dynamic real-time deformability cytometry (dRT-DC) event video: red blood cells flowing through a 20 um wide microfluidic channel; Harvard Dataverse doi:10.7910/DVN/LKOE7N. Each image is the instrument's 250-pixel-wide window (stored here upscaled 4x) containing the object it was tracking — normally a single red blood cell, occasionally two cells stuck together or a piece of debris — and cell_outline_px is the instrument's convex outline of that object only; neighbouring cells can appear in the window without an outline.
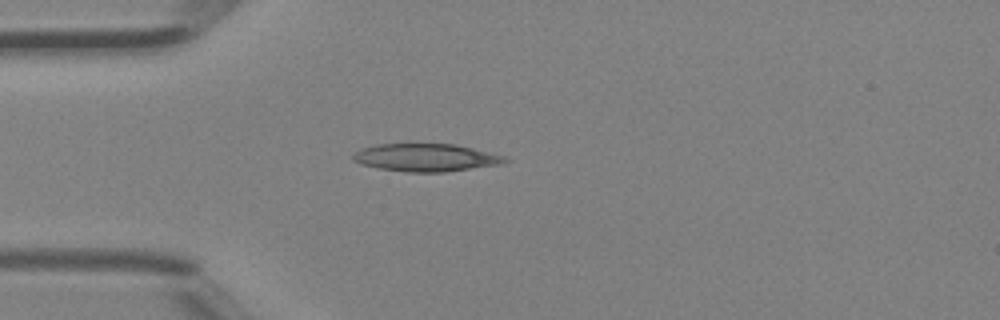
{"species": "Egyptian fruit bat (a non-hibernating species)", "species_latin": "Rousettus aegyptiacus", "temperature_condition": "room temperature", "stored_images_in_passage": 34, "camera_frame_rate_fps": 3000, "um_per_image_px": 0.085, "animal": {"sex": "female"}, "frame": {"image": 1, "passage_image": 1, "time_ms": 0.0, "image_size_px": [1000, 320], "cell_outline_px": [[512, 160], [500, 164], [444, 172], [408, 172], [380, 168], [360, 164], [352, 160], [352, 156], [360, 148], [376, 144], [408, 140], [456, 144], [508, 156]], "centroid_in_image_um": [36.18, 13.33], "position_along_channel_um": 48.8, "area_um2": 25.84}}
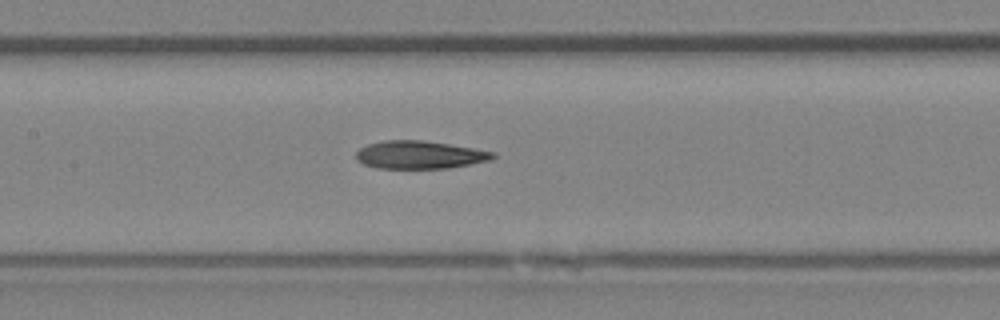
{"frame": {"image": 2, "passage_image": 10, "time_ms": 3.0, "image_size_px": [1000, 320], "cell_outline_px": [[496, 156], [492, 160], [448, 168], [376, 168], [364, 164], [356, 160], [356, 152], [360, 148], [368, 144], [384, 140], [424, 140], [496, 152]], "centroid_in_image_um": [35.67, 13.16], "position_along_channel_um": 171.7, "area_um2": 22.25}}
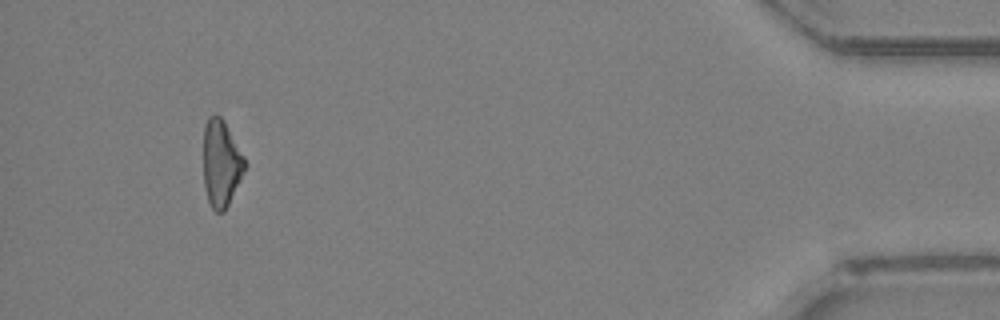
{"frame": {"image": 3, "passage_image": 31, "time_ms": 10.0, "image_size_px": [1000, 320], "cell_outline_px": [[248, 164], [224, 212], [216, 212], [212, 208], [208, 200], [204, 184], [204, 124], [208, 116], [220, 116], [224, 120], [244, 156]], "centroid_in_image_um": [18.81, 13.87], "position_along_channel_um": 416.4, "area_um2": 20.87}}